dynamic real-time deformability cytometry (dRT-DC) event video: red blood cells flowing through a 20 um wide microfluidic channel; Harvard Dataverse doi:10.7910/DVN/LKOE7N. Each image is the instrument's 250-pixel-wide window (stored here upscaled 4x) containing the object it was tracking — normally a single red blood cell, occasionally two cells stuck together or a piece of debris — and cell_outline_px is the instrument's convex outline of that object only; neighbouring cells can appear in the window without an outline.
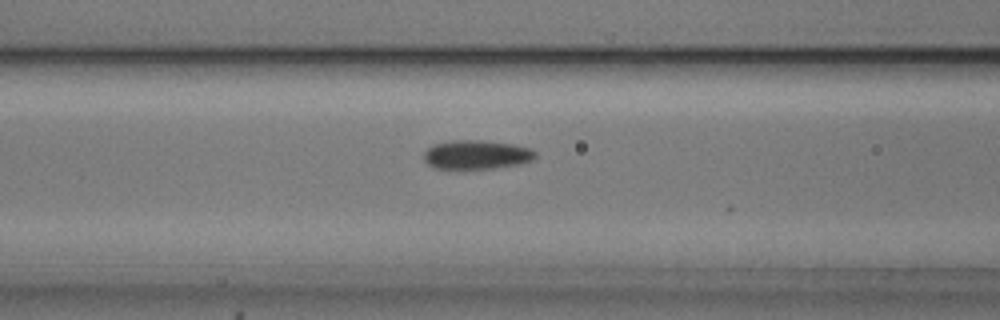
{"species": "common noctule bat (a hibernating species)", "species_latin": "Nyctalus noctula", "temperature_condition": "cold", "stored_images_in_passage": 8, "camera_frame_rate_fps": 3000, "um_per_image_px": 0.085, "animal": {"sex": "male", "body_mass_g": 20.5, "forearm_length_mm": 52.5}, "frame": {"image": 1, "passage_image": 6, "time_ms": 1.667, "image_size_px": [1000, 320], "cell_outline_px": [[536, 156], [532, 160], [516, 164], [492, 168], [432, 168], [424, 160], [424, 152], [432, 144], [452, 140], [480, 140], [512, 144], [532, 148], [536, 152]], "centroid_in_image_um": [40.48, 13.13], "position_along_channel_um": 126.1, "area_um2": 18.73}}